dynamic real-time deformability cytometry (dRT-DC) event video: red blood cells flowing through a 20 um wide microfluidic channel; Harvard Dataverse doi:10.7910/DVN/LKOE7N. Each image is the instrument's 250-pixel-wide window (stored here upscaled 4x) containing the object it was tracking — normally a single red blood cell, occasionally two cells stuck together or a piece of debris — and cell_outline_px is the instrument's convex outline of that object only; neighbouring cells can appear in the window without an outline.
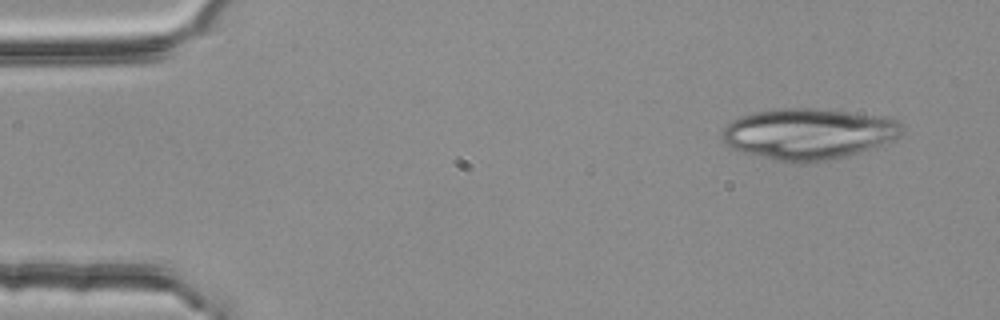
{"species": "common noctule bat (a hibernating species)", "species_latin": "Nyctalus noctula", "temperature_condition": "room temperature", "stored_images_in_passage": 5, "camera_frame_rate_fps": 3000, "um_per_image_px": 0.085, "animal": {"sex": "female", "body_mass_g": 25.1}, "frame": {"image": 1, "passage_image": 1, "time_ms": 0.0, "image_size_px": [1000, 320], "cell_outline_px": [[904, 128], [900, 136], [892, 140], [844, 156], [808, 164], [792, 164], [740, 152], [724, 144], [724, 128], [732, 120], [740, 116], [756, 112], [780, 108], [812, 108], [884, 116], [896, 120]], "centroid_in_image_um": [68.68, 11.39], "position_along_channel_um": 16.3, "area_um2": 53.29}}